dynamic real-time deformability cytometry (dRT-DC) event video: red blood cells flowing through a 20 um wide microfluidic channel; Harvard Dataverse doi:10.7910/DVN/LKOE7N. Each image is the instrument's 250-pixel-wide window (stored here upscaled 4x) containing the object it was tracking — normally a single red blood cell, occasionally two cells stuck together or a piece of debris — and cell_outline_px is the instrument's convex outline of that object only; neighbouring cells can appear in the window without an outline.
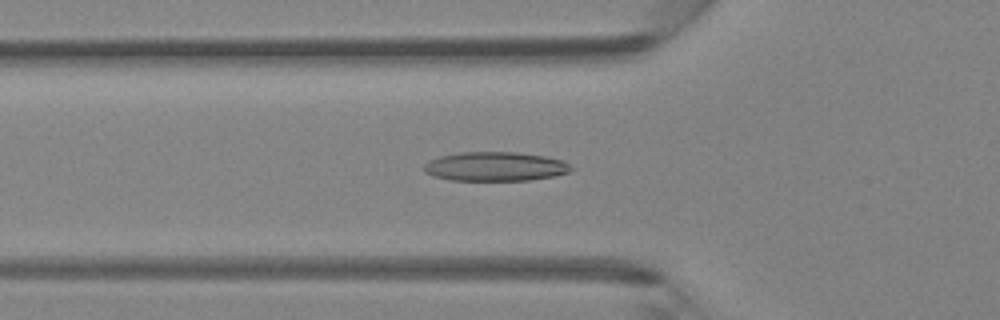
{"species": "Egyptian fruit bat (a non-hibernating species)", "species_latin": "Rousettus aegyptiacus", "temperature_condition": "room temperature", "stored_images_in_passage": 43, "camera_frame_rate_fps": 3000, "um_per_image_px": 0.085, "animal": {"sex": "female"}, "frame": {"image": 1, "passage_image": 16, "time_ms": 5.0, "image_size_px": [1000, 320], "cell_outline_px": [[572, 172], [552, 176], [528, 180], [452, 180], [432, 176], [424, 172], [424, 164], [428, 160], [440, 156], [460, 152], [516, 152], [544, 156], [564, 160], [572, 168]], "centroid_in_image_um": [42.08, 14.15], "position_along_channel_um": 83.7, "area_um2": 25.03}}
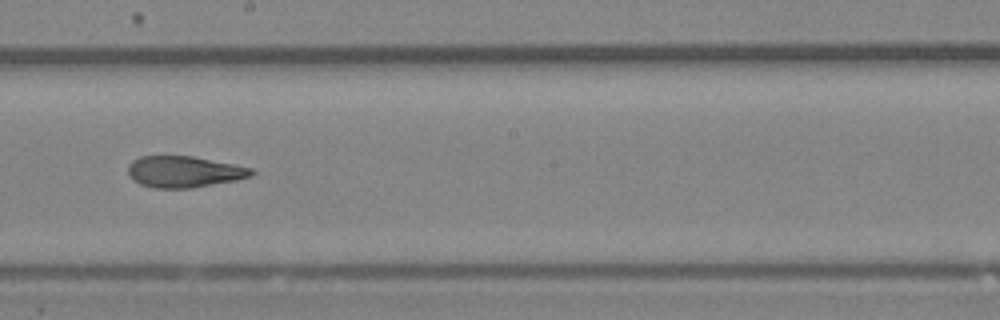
{"frame": {"image": 2, "passage_image": 26, "time_ms": 8.333, "image_size_px": [1000, 320], "cell_outline_px": [[256, 172], [252, 176], [236, 180], [192, 188], [156, 188], [140, 184], [132, 180], [128, 176], [128, 164], [132, 160], [140, 156], [192, 156], [252, 168]], "centroid_in_image_um": [15.62, 14.6], "position_along_channel_um": 232.6, "area_um2": 22.6}}
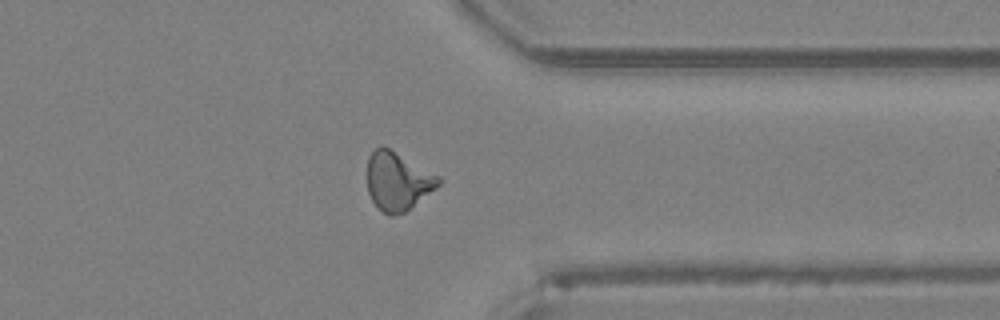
{"frame": {"image": 3, "passage_image": 36, "time_ms": 11.667, "image_size_px": [1000, 320], "cell_outline_px": [[444, 180], [436, 188], [404, 212], [392, 216], [388, 216], [372, 200], [368, 192], [368, 156], [380, 144], [388, 148], [440, 176]], "centroid_in_image_um": [33.81, 15.39], "position_along_channel_um": 377.6, "area_um2": 23.93}}